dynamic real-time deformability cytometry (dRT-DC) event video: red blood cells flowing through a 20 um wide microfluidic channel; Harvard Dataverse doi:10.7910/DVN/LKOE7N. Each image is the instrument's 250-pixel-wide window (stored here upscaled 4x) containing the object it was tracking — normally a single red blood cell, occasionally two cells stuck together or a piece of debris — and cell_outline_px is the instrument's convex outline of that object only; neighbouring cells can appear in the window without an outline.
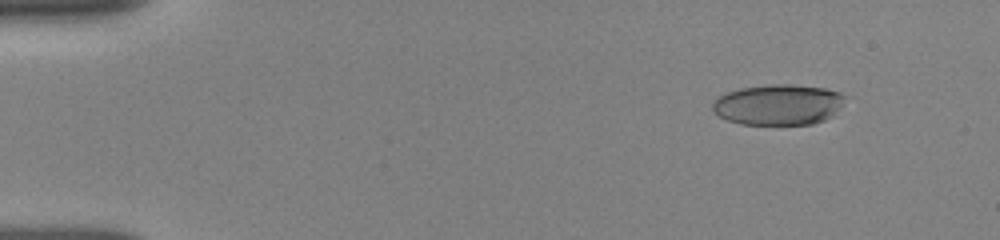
{"species": "human", "species_latin": "Homo sapiens", "temperature_condition": "room temperature", "stored_images_in_passage": 54, "camera_frame_rate_fps": 3000, "um_per_image_px": 0.085, "donor": {"sex": "female"}, "frame": {"image": 1, "passage_image": 6, "time_ms": 1.667, "image_size_px": [1000, 240], "cell_outline_px": [[852, 96], [832, 116], [824, 120], [812, 124], [740, 124], [728, 120], [720, 116], [712, 108], [712, 104], [716, 96], [740, 88], [772, 84], [788, 84], [824, 88], [840, 92]], "centroid_in_image_um": [66.22, 8.88], "position_along_channel_um": 18.8, "area_um2": 31.73}}
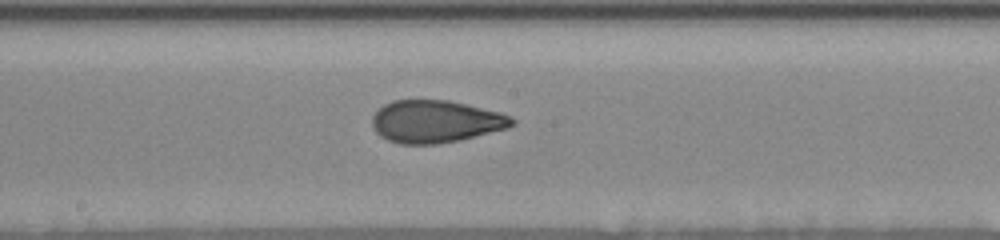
{"frame": {"image": 2, "passage_image": 30, "time_ms": 9.333, "image_size_px": [1000, 240], "cell_outline_px": [[516, 124], [508, 128], [460, 140], [436, 144], [400, 144], [388, 140], [380, 136], [376, 132], [372, 124], [372, 116], [384, 104], [392, 100], [448, 100], [500, 112], [512, 116], [516, 120]], "centroid_in_image_um": [37.05, 10.33], "position_along_channel_um": 211.2, "area_um2": 34.68}}
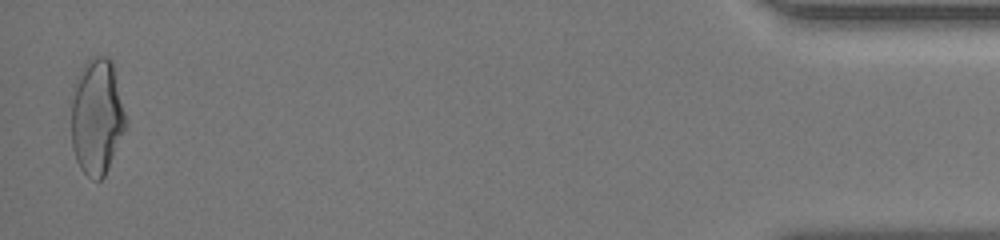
{"frame": {"image": 3, "passage_image": 53, "time_ms": 17.0, "image_size_px": [1000, 240], "cell_outline_px": [[128, 124], [104, 176], [100, 180], [96, 180], [88, 176], [80, 168], [76, 160], [72, 148], [72, 100], [76, 76], [84, 64], [92, 56], [108, 56], [112, 60], [128, 120]], "centroid_in_image_um": [8.25, 9.89], "position_along_channel_um": 426.9, "area_um2": 37.17}, "authors_computed_cell_mechanics": {"area_um2": 34.0731, "velocity_mm_per_s": 3.872, "shape_relaxation_time_tau1_ms": 9.0633, "shape_relaxation_time_tau2_ms": 1.2519, "deformation_change_tau1": 0.2398, "deformation_change_tau2": 0.0809}}